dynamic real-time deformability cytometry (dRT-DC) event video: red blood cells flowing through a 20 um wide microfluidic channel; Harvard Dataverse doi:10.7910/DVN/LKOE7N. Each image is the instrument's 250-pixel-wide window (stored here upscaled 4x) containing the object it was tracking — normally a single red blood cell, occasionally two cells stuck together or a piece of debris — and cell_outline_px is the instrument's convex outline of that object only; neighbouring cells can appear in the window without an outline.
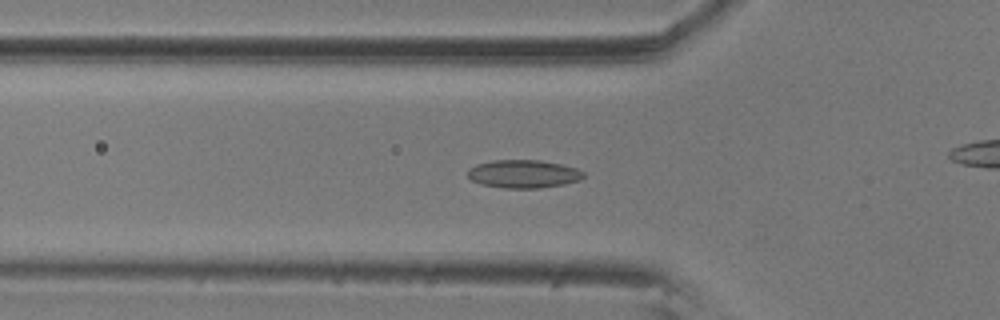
{"species": "common noctule bat (a hibernating species)", "species_latin": "Nyctalus noctula", "temperature_condition": "room temperature", "stored_images_in_passage": 46, "camera_frame_rate_fps": 3000, "um_per_image_px": 0.085, "animal": {"sex": "male", "body_mass_g": 20.5, "forearm_length_mm": 52.5}, "frame": {"image": 1, "passage_image": 19, "time_ms": 6.0, "image_size_px": [1000, 320], "cell_outline_px": [[584, 176], [580, 180], [564, 184], [540, 188], [504, 188], [480, 184], [472, 180], [468, 176], [468, 168], [476, 164], [492, 160], [540, 160], [560, 164], [576, 168], [584, 172]], "centroid_in_image_um": [44.48, 14.78], "position_along_channel_um": 81.3, "area_um2": 19.02}}
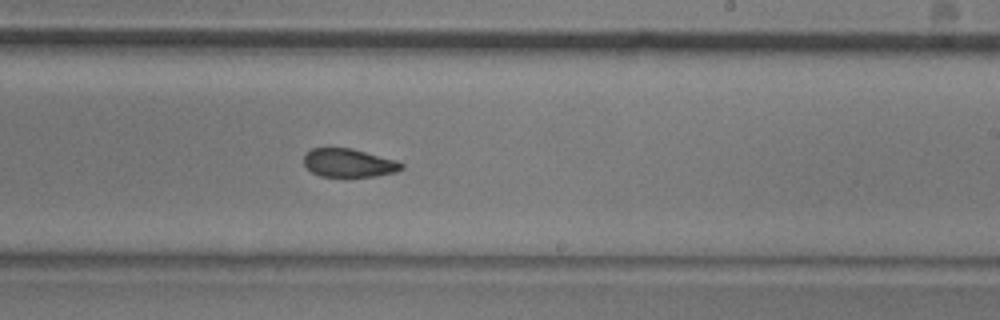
{"frame": {"image": 2, "passage_image": 34, "time_ms": 11.0, "image_size_px": [1000, 320], "cell_outline_px": [[404, 168], [396, 172], [376, 176], [320, 176], [312, 172], [304, 164], [304, 156], [312, 148], [352, 148], [396, 160], [404, 164]], "centroid_in_image_um": [29.67, 13.84], "position_along_channel_um": 259.3, "area_um2": 16.07}}
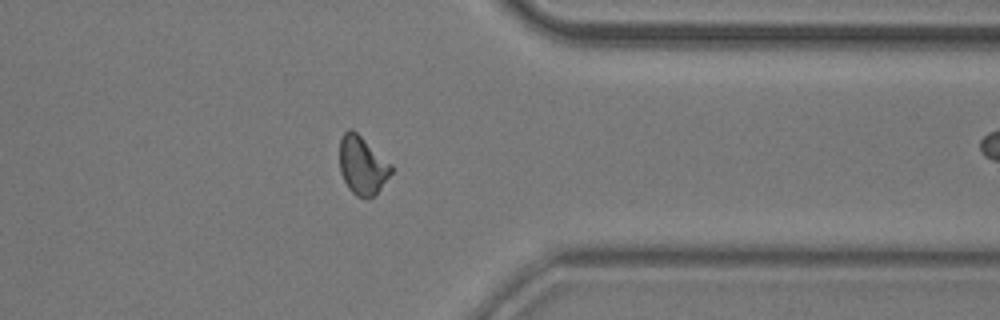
{"frame": {"image": 3, "passage_image": 45, "time_ms": 14.667, "image_size_px": [1000, 320], "cell_outline_px": [[392, 172], [376, 196], [356, 196], [348, 188], [340, 172], [340, 136], [348, 128], [352, 128], [392, 164]], "centroid_in_image_um": [30.8, 14.04], "position_along_channel_um": 380.6, "area_um2": 17.57}}